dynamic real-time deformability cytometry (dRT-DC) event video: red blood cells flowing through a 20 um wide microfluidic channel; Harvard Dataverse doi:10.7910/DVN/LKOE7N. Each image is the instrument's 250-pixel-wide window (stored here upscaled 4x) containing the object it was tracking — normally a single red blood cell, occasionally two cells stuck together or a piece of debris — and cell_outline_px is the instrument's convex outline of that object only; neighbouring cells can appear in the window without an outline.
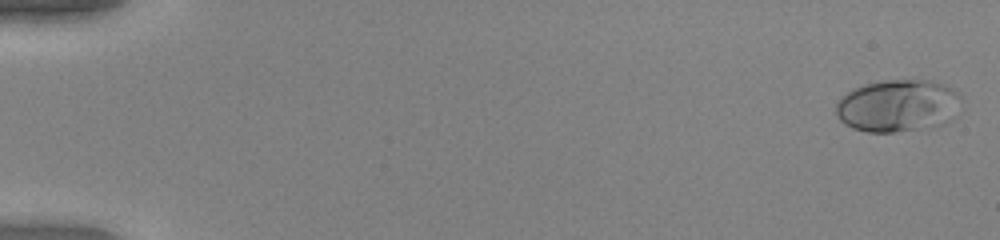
{"species": "human", "species_latin": "Homo sapiens", "temperature_condition": "warm", "stored_images_in_passage": 52, "camera_frame_rate_fps": 3000, "um_per_image_px": 0.085, "donor": {"sex": "female"}, "frame": {"image": 1, "passage_image": 2, "time_ms": 0.333, "image_size_px": [1000, 240], "cell_outline_px": [[964, 96], [952, 120], [936, 128], [892, 132], [868, 132], [852, 128], [844, 124], [836, 116], [836, 100], [852, 88], [864, 84], [884, 80], [932, 80], [948, 84], [956, 88]], "centroid_in_image_um": [76.38, 8.98], "position_along_channel_um": 8.6, "area_um2": 39.48}}
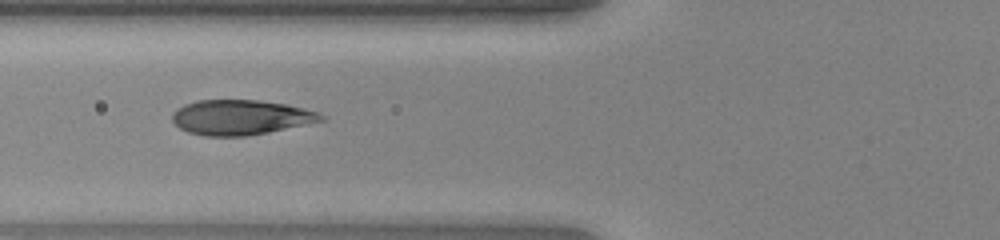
{"frame": {"image": 2, "passage_image": 22, "time_ms": 7.0, "image_size_px": [1000, 240], "cell_outline_px": [[324, 120], [268, 132], [244, 136], [204, 136], [188, 132], [180, 128], [172, 120], [172, 112], [176, 108], [184, 104], [196, 100], [260, 100], [284, 104], [304, 108], [320, 112], [324, 116]], "centroid_in_image_um": [20.42, 9.96], "position_along_channel_um": 105.4, "area_um2": 30.29}}
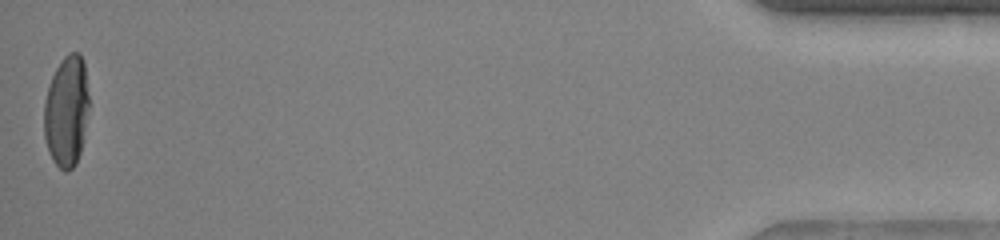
{"frame": {"image": 3, "passage_image": 52, "time_ms": 17.0, "image_size_px": [1000, 240], "cell_outline_px": [[88, 108], [80, 152], [76, 164], [68, 172], [64, 172], [52, 160], [48, 152], [44, 136], [44, 100], [52, 76], [56, 68], [64, 56], [68, 52], [80, 52], [84, 64], [88, 96]], "centroid_in_image_um": [5.63, 9.46], "position_along_channel_um": 429.6, "area_um2": 29.02}, "authors_computed_cell_mechanics": {"area_um2": 31.79, "velocity_mm_per_s": 4.087, "shape_relaxation_time_tau1_ms": 5.431, "shape_relaxation_time_tau2_ms": null, "deformation_change_tau1": 0.2672, "deformation_change_tau2": null}}